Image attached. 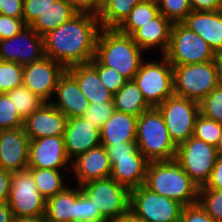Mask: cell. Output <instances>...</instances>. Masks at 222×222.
Masks as SVG:
<instances>
[{"label":"cell","mask_w":222,"mask_h":222,"mask_svg":"<svg viewBox=\"0 0 222 222\" xmlns=\"http://www.w3.org/2000/svg\"><path fill=\"white\" fill-rule=\"evenodd\" d=\"M81 187L68 188L46 200L44 217L49 222H76V198Z\"/></svg>","instance_id":"26"},{"label":"cell","mask_w":222,"mask_h":222,"mask_svg":"<svg viewBox=\"0 0 222 222\" xmlns=\"http://www.w3.org/2000/svg\"><path fill=\"white\" fill-rule=\"evenodd\" d=\"M144 186L184 206L198 202L199 187L176 158L149 162Z\"/></svg>","instance_id":"2"},{"label":"cell","mask_w":222,"mask_h":222,"mask_svg":"<svg viewBox=\"0 0 222 222\" xmlns=\"http://www.w3.org/2000/svg\"><path fill=\"white\" fill-rule=\"evenodd\" d=\"M0 14L14 18H22L23 0H0Z\"/></svg>","instance_id":"46"},{"label":"cell","mask_w":222,"mask_h":222,"mask_svg":"<svg viewBox=\"0 0 222 222\" xmlns=\"http://www.w3.org/2000/svg\"><path fill=\"white\" fill-rule=\"evenodd\" d=\"M27 25L23 18H14L0 14V41L14 37Z\"/></svg>","instance_id":"43"},{"label":"cell","mask_w":222,"mask_h":222,"mask_svg":"<svg viewBox=\"0 0 222 222\" xmlns=\"http://www.w3.org/2000/svg\"><path fill=\"white\" fill-rule=\"evenodd\" d=\"M13 102L20 117L25 120L46 102L27 87L20 86L5 93Z\"/></svg>","instance_id":"32"},{"label":"cell","mask_w":222,"mask_h":222,"mask_svg":"<svg viewBox=\"0 0 222 222\" xmlns=\"http://www.w3.org/2000/svg\"><path fill=\"white\" fill-rule=\"evenodd\" d=\"M110 222H145V221L136 217L131 211H128L123 216H120L118 219H115Z\"/></svg>","instance_id":"53"},{"label":"cell","mask_w":222,"mask_h":222,"mask_svg":"<svg viewBox=\"0 0 222 222\" xmlns=\"http://www.w3.org/2000/svg\"><path fill=\"white\" fill-rule=\"evenodd\" d=\"M90 103L113 102V93L101 82L97 70L90 64H79L66 69Z\"/></svg>","instance_id":"25"},{"label":"cell","mask_w":222,"mask_h":222,"mask_svg":"<svg viewBox=\"0 0 222 222\" xmlns=\"http://www.w3.org/2000/svg\"><path fill=\"white\" fill-rule=\"evenodd\" d=\"M184 205L144 185L130 190L129 211L145 222H180Z\"/></svg>","instance_id":"8"},{"label":"cell","mask_w":222,"mask_h":222,"mask_svg":"<svg viewBox=\"0 0 222 222\" xmlns=\"http://www.w3.org/2000/svg\"><path fill=\"white\" fill-rule=\"evenodd\" d=\"M77 13L67 0H57L40 13L30 27L39 35L44 36L49 31L58 28L71 19Z\"/></svg>","instance_id":"27"},{"label":"cell","mask_w":222,"mask_h":222,"mask_svg":"<svg viewBox=\"0 0 222 222\" xmlns=\"http://www.w3.org/2000/svg\"><path fill=\"white\" fill-rule=\"evenodd\" d=\"M65 70L61 64L45 56L39 61L23 66V86L45 102H50L59 77Z\"/></svg>","instance_id":"14"},{"label":"cell","mask_w":222,"mask_h":222,"mask_svg":"<svg viewBox=\"0 0 222 222\" xmlns=\"http://www.w3.org/2000/svg\"><path fill=\"white\" fill-rule=\"evenodd\" d=\"M181 23L197 33L215 53L222 51V10H192Z\"/></svg>","instance_id":"21"},{"label":"cell","mask_w":222,"mask_h":222,"mask_svg":"<svg viewBox=\"0 0 222 222\" xmlns=\"http://www.w3.org/2000/svg\"><path fill=\"white\" fill-rule=\"evenodd\" d=\"M23 85V66L16 62L0 60V93Z\"/></svg>","instance_id":"35"},{"label":"cell","mask_w":222,"mask_h":222,"mask_svg":"<svg viewBox=\"0 0 222 222\" xmlns=\"http://www.w3.org/2000/svg\"><path fill=\"white\" fill-rule=\"evenodd\" d=\"M29 138L23 127L0 131V168L10 172L27 169Z\"/></svg>","instance_id":"16"},{"label":"cell","mask_w":222,"mask_h":222,"mask_svg":"<svg viewBox=\"0 0 222 222\" xmlns=\"http://www.w3.org/2000/svg\"><path fill=\"white\" fill-rule=\"evenodd\" d=\"M12 172L0 168V205L8 202Z\"/></svg>","instance_id":"49"},{"label":"cell","mask_w":222,"mask_h":222,"mask_svg":"<svg viewBox=\"0 0 222 222\" xmlns=\"http://www.w3.org/2000/svg\"><path fill=\"white\" fill-rule=\"evenodd\" d=\"M57 0H23V20L30 26L34 20Z\"/></svg>","instance_id":"42"},{"label":"cell","mask_w":222,"mask_h":222,"mask_svg":"<svg viewBox=\"0 0 222 222\" xmlns=\"http://www.w3.org/2000/svg\"><path fill=\"white\" fill-rule=\"evenodd\" d=\"M136 144L149 162L176 157L177 146L171 140L164 118L156 107L138 116Z\"/></svg>","instance_id":"4"},{"label":"cell","mask_w":222,"mask_h":222,"mask_svg":"<svg viewBox=\"0 0 222 222\" xmlns=\"http://www.w3.org/2000/svg\"><path fill=\"white\" fill-rule=\"evenodd\" d=\"M76 222H108L83 192L76 198Z\"/></svg>","instance_id":"40"},{"label":"cell","mask_w":222,"mask_h":222,"mask_svg":"<svg viewBox=\"0 0 222 222\" xmlns=\"http://www.w3.org/2000/svg\"><path fill=\"white\" fill-rule=\"evenodd\" d=\"M215 52L197 33L182 23H173L164 56L172 66L213 61Z\"/></svg>","instance_id":"7"},{"label":"cell","mask_w":222,"mask_h":222,"mask_svg":"<svg viewBox=\"0 0 222 222\" xmlns=\"http://www.w3.org/2000/svg\"><path fill=\"white\" fill-rule=\"evenodd\" d=\"M159 13L172 23H181L192 11L189 0H157Z\"/></svg>","instance_id":"36"},{"label":"cell","mask_w":222,"mask_h":222,"mask_svg":"<svg viewBox=\"0 0 222 222\" xmlns=\"http://www.w3.org/2000/svg\"><path fill=\"white\" fill-rule=\"evenodd\" d=\"M200 188H211L222 191V155H218L208 182L205 186H202Z\"/></svg>","instance_id":"47"},{"label":"cell","mask_w":222,"mask_h":222,"mask_svg":"<svg viewBox=\"0 0 222 222\" xmlns=\"http://www.w3.org/2000/svg\"><path fill=\"white\" fill-rule=\"evenodd\" d=\"M133 80L151 107L174 95L173 67L164 55L161 63L144 60Z\"/></svg>","instance_id":"6"},{"label":"cell","mask_w":222,"mask_h":222,"mask_svg":"<svg viewBox=\"0 0 222 222\" xmlns=\"http://www.w3.org/2000/svg\"><path fill=\"white\" fill-rule=\"evenodd\" d=\"M109 2L110 0H94V15L98 16Z\"/></svg>","instance_id":"54"},{"label":"cell","mask_w":222,"mask_h":222,"mask_svg":"<svg viewBox=\"0 0 222 222\" xmlns=\"http://www.w3.org/2000/svg\"><path fill=\"white\" fill-rule=\"evenodd\" d=\"M78 13L94 15V0H67Z\"/></svg>","instance_id":"50"},{"label":"cell","mask_w":222,"mask_h":222,"mask_svg":"<svg viewBox=\"0 0 222 222\" xmlns=\"http://www.w3.org/2000/svg\"><path fill=\"white\" fill-rule=\"evenodd\" d=\"M172 25L170 20L159 13L137 29L131 37L142 50L146 51L159 46L164 55L169 46Z\"/></svg>","instance_id":"24"},{"label":"cell","mask_w":222,"mask_h":222,"mask_svg":"<svg viewBox=\"0 0 222 222\" xmlns=\"http://www.w3.org/2000/svg\"><path fill=\"white\" fill-rule=\"evenodd\" d=\"M13 222H49L44 216L36 218H15Z\"/></svg>","instance_id":"55"},{"label":"cell","mask_w":222,"mask_h":222,"mask_svg":"<svg viewBox=\"0 0 222 222\" xmlns=\"http://www.w3.org/2000/svg\"><path fill=\"white\" fill-rule=\"evenodd\" d=\"M193 11H219L222 10V0H189Z\"/></svg>","instance_id":"48"},{"label":"cell","mask_w":222,"mask_h":222,"mask_svg":"<svg viewBox=\"0 0 222 222\" xmlns=\"http://www.w3.org/2000/svg\"><path fill=\"white\" fill-rule=\"evenodd\" d=\"M45 56L43 36L30 26H26L14 37L0 41L1 61L16 62L24 66L39 61Z\"/></svg>","instance_id":"13"},{"label":"cell","mask_w":222,"mask_h":222,"mask_svg":"<svg viewBox=\"0 0 222 222\" xmlns=\"http://www.w3.org/2000/svg\"><path fill=\"white\" fill-rule=\"evenodd\" d=\"M54 94L58 100L51 99L50 103L67 119L82 117L90 104L76 79L67 70L59 77Z\"/></svg>","instance_id":"19"},{"label":"cell","mask_w":222,"mask_h":222,"mask_svg":"<svg viewBox=\"0 0 222 222\" xmlns=\"http://www.w3.org/2000/svg\"><path fill=\"white\" fill-rule=\"evenodd\" d=\"M33 177L38 192L47 200L48 198L62 192L67 186H64L60 169H41L27 168Z\"/></svg>","instance_id":"30"},{"label":"cell","mask_w":222,"mask_h":222,"mask_svg":"<svg viewBox=\"0 0 222 222\" xmlns=\"http://www.w3.org/2000/svg\"><path fill=\"white\" fill-rule=\"evenodd\" d=\"M216 150H217V154L218 155H222V132H221L219 141H218V143L216 145Z\"/></svg>","instance_id":"56"},{"label":"cell","mask_w":222,"mask_h":222,"mask_svg":"<svg viewBox=\"0 0 222 222\" xmlns=\"http://www.w3.org/2000/svg\"><path fill=\"white\" fill-rule=\"evenodd\" d=\"M80 187L108 222L129 211L130 191L112 178L90 181Z\"/></svg>","instance_id":"9"},{"label":"cell","mask_w":222,"mask_h":222,"mask_svg":"<svg viewBox=\"0 0 222 222\" xmlns=\"http://www.w3.org/2000/svg\"><path fill=\"white\" fill-rule=\"evenodd\" d=\"M222 132V124L199 114L196 117L193 137L216 147Z\"/></svg>","instance_id":"33"},{"label":"cell","mask_w":222,"mask_h":222,"mask_svg":"<svg viewBox=\"0 0 222 222\" xmlns=\"http://www.w3.org/2000/svg\"><path fill=\"white\" fill-rule=\"evenodd\" d=\"M98 72L103 85L115 94L127 81L116 70L102 65L95 57L89 62Z\"/></svg>","instance_id":"41"},{"label":"cell","mask_w":222,"mask_h":222,"mask_svg":"<svg viewBox=\"0 0 222 222\" xmlns=\"http://www.w3.org/2000/svg\"><path fill=\"white\" fill-rule=\"evenodd\" d=\"M71 165L79 186L90 181L110 178L108 152L101 144L78 155L72 160Z\"/></svg>","instance_id":"20"},{"label":"cell","mask_w":222,"mask_h":222,"mask_svg":"<svg viewBox=\"0 0 222 222\" xmlns=\"http://www.w3.org/2000/svg\"><path fill=\"white\" fill-rule=\"evenodd\" d=\"M200 114L222 124V87L217 86L199 102Z\"/></svg>","instance_id":"37"},{"label":"cell","mask_w":222,"mask_h":222,"mask_svg":"<svg viewBox=\"0 0 222 222\" xmlns=\"http://www.w3.org/2000/svg\"><path fill=\"white\" fill-rule=\"evenodd\" d=\"M213 63L216 70L217 85L222 87V51L214 54Z\"/></svg>","instance_id":"51"},{"label":"cell","mask_w":222,"mask_h":222,"mask_svg":"<svg viewBox=\"0 0 222 222\" xmlns=\"http://www.w3.org/2000/svg\"><path fill=\"white\" fill-rule=\"evenodd\" d=\"M159 14L157 0H143L130 11L125 20L116 28L119 32L132 35L137 29Z\"/></svg>","instance_id":"29"},{"label":"cell","mask_w":222,"mask_h":222,"mask_svg":"<svg viewBox=\"0 0 222 222\" xmlns=\"http://www.w3.org/2000/svg\"><path fill=\"white\" fill-rule=\"evenodd\" d=\"M8 206L15 218H36L45 215L46 199L38 192L31 172H12Z\"/></svg>","instance_id":"11"},{"label":"cell","mask_w":222,"mask_h":222,"mask_svg":"<svg viewBox=\"0 0 222 222\" xmlns=\"http://www.w3.org/2000/svg\"><path fill=\"white\" fill-rule=\"evenodd\" d=\"M172 67L174 94L177 96L199 103L218 86L213 61Z\"/></svg>","instance_id":"5"},{"label":"cell","mask_w":222,"mask_h":222,"mask_svg":"<svg viewBox=\"0 0 222 222\" xmlns=\"http://www.w3.org/2000/svg\"><path fill=\"white\" fill-rule=\"evenodd\" d=\"M63 139L70 160L101 144L100 130L83 117L67 119Z\"/></svg>","instance_id":"18"},{"label":"cell","mask_w":222,"mask_h":222,"mask_svg":"<svg viewBox=\"0 0 222 222\" xmlns=\"http://www.w3.org/2000/svg\"><path fill=\"white\" fill-rule=\"evenodd\" d=\"M180 222H216L199 205V203L184 206Z\"/></svg>","instance_id":"44"},{"label":"cell","mask_w":222,"mask_h":222,"mask_svg":"<svg viewBox=\"0 0 222 222\" xmlns=\"http://www.w3.org/2000/svg\"><path fill=\"white\" fill-rule=\"evenodd\" d=\"M24 120L5 93H0V131L23 127Z\"/></svg>","instance_id":"38"},{"label":"cell","mask_w":222,"mask_h":222,"mask_svg":"<svg viewBox=\"0 0 222 222\" xmlns=\"http://www.w3.org/2000/svg\"><path fill=\"white\" fill-rule=\"evenodd\" d=\"M113 104L116 111L131 114L136 117L152 108L145 101L143 94L134 80H127L125 84L113 94Z\"/></svg>","instance_id":"28"},{"label":"cell","mask_w":222,"mask_h":222,"mask_svg":"<svg viewBox=\"0 0 222 222\" xmlns=\"http://www.w3.org/2000/svg\"><path fill=\"white\" fill-rule=\"evenodd\" d=\"M143 50L130 35L117 29H101L97 38L95 58L104 66L121 74L126 80H133L142 60Z\"/></svg>","instance_id":"3"},{"label":"cell","mask_w":222,"mask_h":222,"mask_svg":"<svg viewBox=\"0 0 222 222\" xmlns=\"http://www.w3.org/2000/svg\"><path fill=\"white\" fill-rule=\"evenodd\" d=\"M109 162L113 158L129 157L138 150L136 142H126L119 145L108 146L107 148Z\"/></svg>","instance_id":"45"},{"label":"cell","mask_w":222,"mask_h":222,"mask_svg":"<svg viewBox=\"0 0 222 222\" xmlns=\"http://www.w3.org/2000/svg\"><path fill=\"white\" fill-rule=\"evenodd\" d=\"M14 217L8 203L0 205V222H13Z\"/></svg>","instance_id":"52"},{"label":"cell","mask_w":222,"mask_h":222,"mask_svg":"<svg viewBox=\"0 0 222 222\" xmlns=\"http://www.w3.org/2000/svg\"><path fill=\"white\" fill-rule=\"evenodd\" d=\"M156 108L176 146L192 137L196 117L200 114L198 102L174 94Z\"/></svg>","instance_id":"10"},{"label":"cell","mask_w":222,"mask_h":222,"mask_svg":"<svg viewBox=\"0 0 222 222\" xmlns=\"http://www.w3.org/2000/svg\"><path fill=\"white\" fill-rule=\"evenodd\" d=\"M67 117L46 102L24 120L23 128L29 140L63 136Z\"/></svg>","instance_id":"17"},{"label":"cell","mask_w":222,"mask_h":222,"mask_svg":"<svg viewBox=\"0 0 222 222\" xmlns=\"http://www.w3.org/2000/svg\"><path fill=\"white\" fill-rule=\"evenodd\" d=\"M143 0H110L99 13L98 19L103 29H116L130 11Z\"/></svg>","instance_id":"31"},{"label":"cell","mask_w":222,"mask_h":222,"mask_svg":"<svg viewBox=\"0 0 222 222\" xmlns=\"http://www.w3.org/2000/svg\"><path fill=\"white\" fill-rule=\"evenodd\" d=\"M138 117L114 111L100 130L101 145L105 148L126 142H136Z\"/></svg>","instance_id":"23"},{"label":"cell","mask_w":222,"mask_h":222,"mask_svg":"<svg viewBox=\"0 0 222 222\" xmlns=\"http://www.w3.org/2000/svg\"><path fill=\"white\" fill-rule=\"evenodd\" d=\"M68 163H72V160L67 155L63 136L29 141L27 168L60 169Z\"/></svg>","instance_id":"15"},{"label":"cell","mask_w":222,"mask_h":222,"mask_svg":"<svg viewBox=\"0 0 222 222\" xmlns=\"http://www.w3.org/2000/svg\"><path fill=\"white\" fill-rule=\"evenodd\" d=\"M101 29L98 16L77 13L43 36L45 55L65 69L89 63L95 57Z\"/></svg>","instance_id":"1"},{"label":"cell","mask_w":222,"mask_h":222,"mask_svg":"<svg viewBox=\"0 0 222 222\" xmlns=\"http://www.w3.org/2000/svg\"><path fill=\"white\" fill-rule=\"evenodd\" d=\"M198 203L216 222H222V191L199 188Z\"/></svg>","instance_id":"34"},{"label":"cell","mask_w":222,"mask_h":222,"mask_svg":"<svg viewBox=\"0 0 222 222\" xmlns=\"http://www.w3.org/2000/svg\"><path fill=\"white\" fill-rule=\"evenodd\" d=\"M218 154L216 147L195 137L177 146L176 159L200 188L208 182Z\"/></svg>","instance_id":"12"},{"label":"cell","mask_w":222,"mask_h":222,"mask_svg":"<svg viewBox=\"0 0 222 222\" xmlns=\"http://www.w3.org/2000/svg\"><path fill=\"white\" fill-rule=\"evenodd\" d=\"M115 111L113 102L90 103L83 118L98 130H101L104 123Z\"/></svg>","instance_id":"39"},{"label":"cell","mask_w":222,"mask_h":222,"mask_svg":"<svg viewBox=\"0 0 222 222\" xmlns=\"http://www.w3.org/2000/svg\"><path fill=\"white\" fill-rule=\"evenodd\" d=\"M149 161L137 150L129 157L113 158L110 161V178L129 191L144 185Z\"/></svg>","instance_id":"22"}]
</instances>
